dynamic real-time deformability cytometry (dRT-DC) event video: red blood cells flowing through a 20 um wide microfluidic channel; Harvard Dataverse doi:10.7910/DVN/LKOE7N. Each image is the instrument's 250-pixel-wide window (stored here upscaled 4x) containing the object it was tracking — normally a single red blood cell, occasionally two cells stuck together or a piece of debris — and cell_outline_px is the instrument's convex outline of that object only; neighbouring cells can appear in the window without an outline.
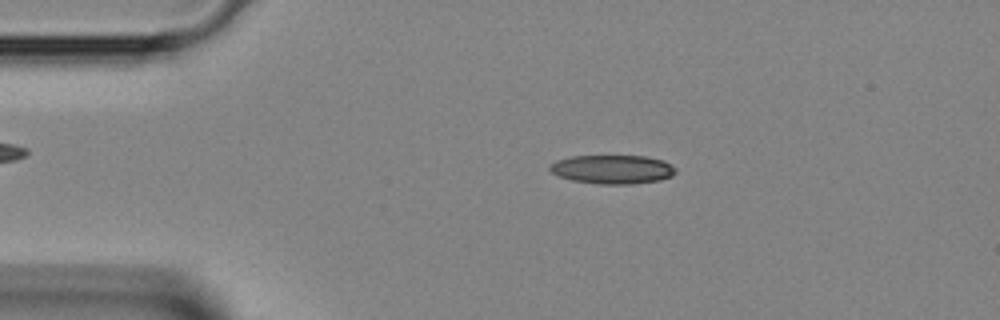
{"species": "Egyptian fruit bat (a non-hibernating species)", "species_latin": "Rousettus aegyptiacus", "temperature_condition": "room temperature", "stored_images_in_passage": 41, "camera_frame_rate_fps": 3000, "um_per_image_px": 0.085, "animal": {"sex": "female"}, "frame": {"image": 1, "passage_image": 7, "time_ms": 2.0, "image_size_px": [1000, 320], "cell_outline_px": [[676, 172], [672, 176], [660, 180], [632, 184], [600, 184], [572, 180], [560, 176], [552, 172], [548, 168], [548, 164], [556, 160], [572, 156], [644, 156], [664, 160], [676, 168]], "centroid_in_image_um": [52.06, 14.39], "position_along_channel_um": 32.9, "area_um2": 21.21}}
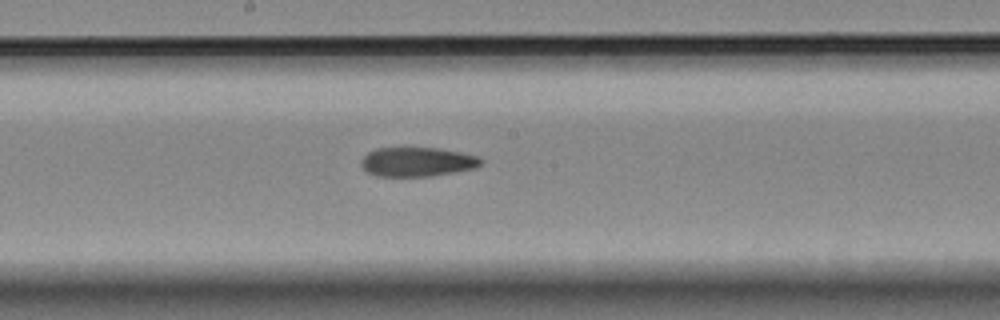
{"frame": {"image": 2, "passage_image": 21, "time_ms": 6.667, "image_size_px": [1000, 320], "cell_outline_px": [[484, 160], [476, 168], [456, 172], [432, 176], [376, 176], [368, 172], [360, 164], [360, 160], [368, 152], [376, 148], [436, 148], [476, 156]], "centroid_in_image_um": [35.44, 13.77], "position_along_channel_um": 212.8, "area_um2": 20.29}}
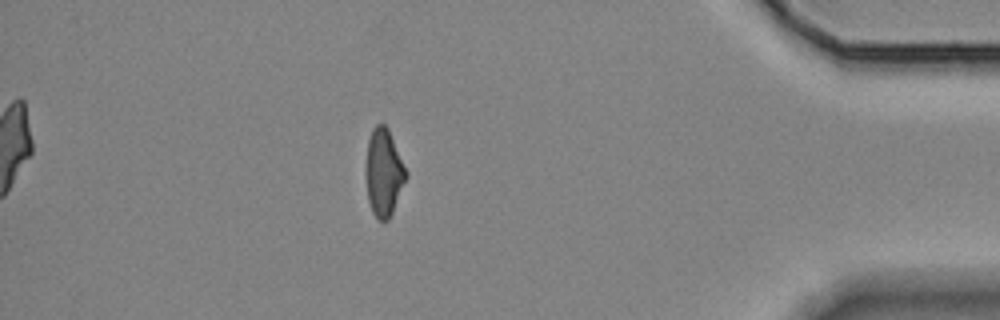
{"frame": {"image": 3, "passage_image": 36, "time_ms": 11.667, "image_size_px": [1000, 320], "cell_outline_px": [[408, 176], [392, 212], [388, 220], [376, 220], [372, 212], [368, 200], [364, 172], [368, 140], [372, 128], [376, 124], [384, 124], [388, 128], [408, 172]], "centroid_in_image_um": [32.6, 14.66], "position_along_channel_um": 402.6, "area_um2": 20.81}}